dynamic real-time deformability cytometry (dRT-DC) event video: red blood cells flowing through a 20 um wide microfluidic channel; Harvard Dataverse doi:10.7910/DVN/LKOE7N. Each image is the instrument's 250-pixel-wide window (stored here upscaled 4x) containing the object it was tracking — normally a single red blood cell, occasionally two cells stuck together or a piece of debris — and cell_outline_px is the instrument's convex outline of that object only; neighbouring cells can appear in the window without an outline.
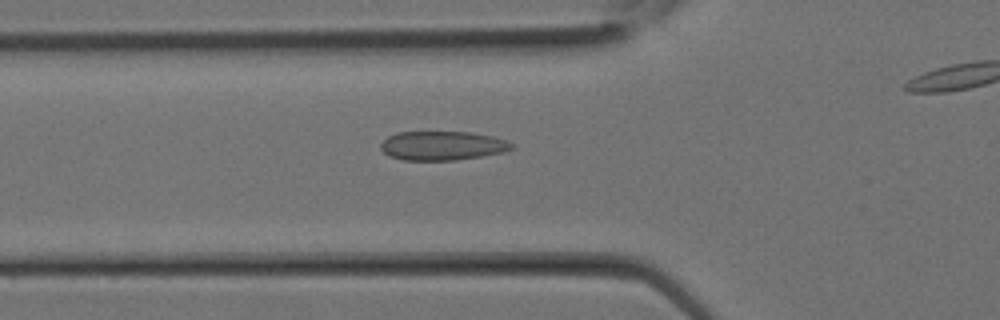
{"species": "Egyptian fruit bat (a non-hibernating species)", "species_latin": "Rousettus aegyptiacus", "temperature_condition": "room temperature", "stored_images_in_passage": 12, "camera_frame_rate_fps": 3000, "um_per_image_px": 0.085, "animal": {"sex": "female"}, "frame": {"image": 1, "passage_image": 9, "time_ms": 2.667, "image_size_px": [1000, 320], "cell_outline_px": [[512, 148], [504, 152], [456, 160], [404, 160], [388, 156], [380, 148], [380, 144], [388, 136], [400, 132], [468, 132], [492, 136], [504, 140], [512, 144]], "centroid_in_image_um": [37.56, 12.39], "position_along_channel_um": 88.2, "area_um2": 21.96}}